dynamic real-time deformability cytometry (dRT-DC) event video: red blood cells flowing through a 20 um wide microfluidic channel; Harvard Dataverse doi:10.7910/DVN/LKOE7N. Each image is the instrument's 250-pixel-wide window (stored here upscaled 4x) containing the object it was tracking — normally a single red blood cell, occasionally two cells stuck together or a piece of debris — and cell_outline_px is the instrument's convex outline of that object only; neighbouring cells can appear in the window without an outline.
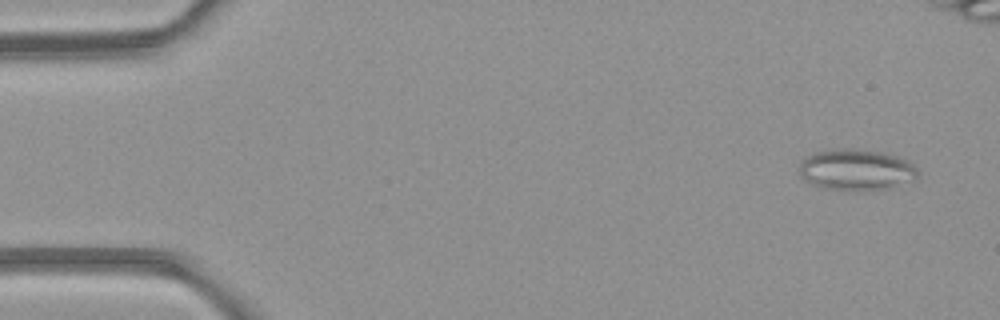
{"species": "common noctule bat (a hibernating species)", "species_latin": "Nyctalus noctula", "temperature_condition": "room temperature", "stored_images_in_passage": 5, "camera_frame_rate_fps": 3000, "um_per_image_px": 0.085, "animal": {"sex": "female", "body_mass_g": 21.9}, "frame": {"image": 1, "passage_image": 1, "time_ms": 0.0, "image_size_px": [1000, 320], "cell_outline_px": [[920, 172], [916, 180], [892, 188], [864, 192], [844, 192], [824, 188], [812, 184], [804, 180], [800, 176], [800, 164], [812, 152], [832, 148], [856, 148], [884, 152], [908, 160]], "centroid_in_image_um": [72.81, 14.46], "position_along_channel_um": 12.2, "area_um2": 29.59}}